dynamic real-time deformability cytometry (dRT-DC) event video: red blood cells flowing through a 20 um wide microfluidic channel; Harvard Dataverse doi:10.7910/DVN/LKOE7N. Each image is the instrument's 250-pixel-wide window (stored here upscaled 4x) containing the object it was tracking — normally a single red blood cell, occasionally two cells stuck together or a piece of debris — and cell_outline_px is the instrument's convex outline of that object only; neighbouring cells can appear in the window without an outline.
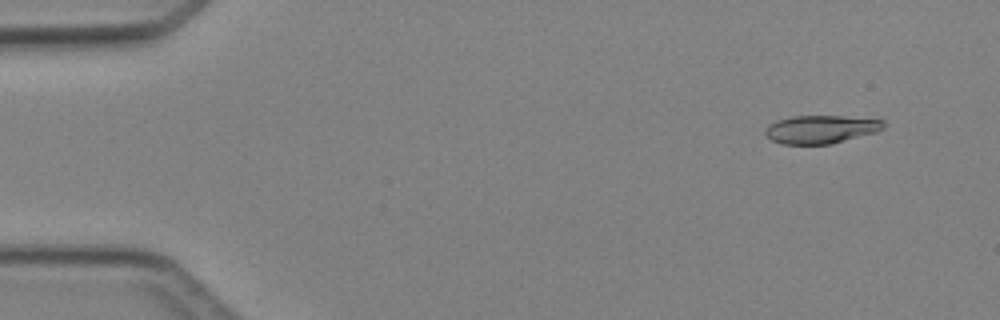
{"species": "Egyptian fruit bat (a non-hibernating species)", "species_latin": "Rousettus aegyptiacus", "temperature_condition": "cold", "stored_images_in_passage": 4, "camera_frame_rate_fps": 3000, "um_per_image_px": 0.085, "animal": {"sex": "female"}, "frame": {"image": 1, "passage_image": 2, "time_ms": 1.0, "image_size_px": [1000, 320], "cell_outline_px": [[884, 128], [876, 132], [828, 144], [784, 144], [772, 140], [764, 132], [764, 128], [768, 124], [776, 120], [792, 116], [844, 116], [884, 120]], "centroid_in_image_um": [69.74, 10.98], "position_along_channel_um": 15.3, "area_um2": 19.31}}
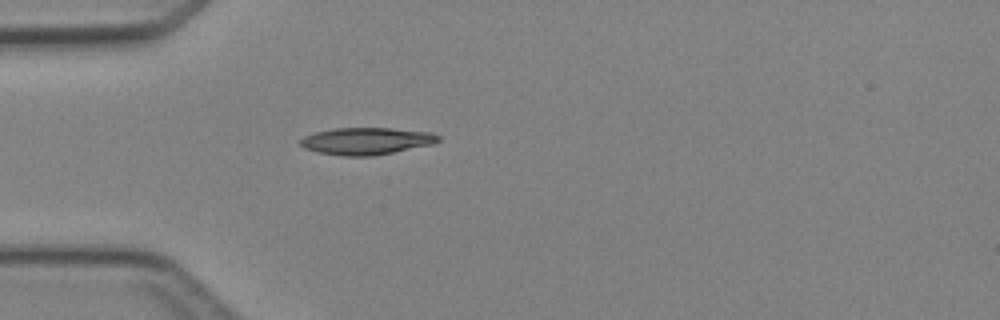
{"frame": {"image": 2, "passage_image": 4, "time_ms": 4.333, "image_size_px": [1000, 320], "cell_outline_px": [[440, 140], [432, 144], [372, 156], [344, 156], [320, 152], [304, 148], [300, 144], [300, 140], [304, 136], [316, 132], [336, 128], [392, 128], [432, 132], [440, 136]], "centroid_in_image_um": [31.16, 11.98], "position_along_channel_um": 53.8, "area_um2": 21.56}}